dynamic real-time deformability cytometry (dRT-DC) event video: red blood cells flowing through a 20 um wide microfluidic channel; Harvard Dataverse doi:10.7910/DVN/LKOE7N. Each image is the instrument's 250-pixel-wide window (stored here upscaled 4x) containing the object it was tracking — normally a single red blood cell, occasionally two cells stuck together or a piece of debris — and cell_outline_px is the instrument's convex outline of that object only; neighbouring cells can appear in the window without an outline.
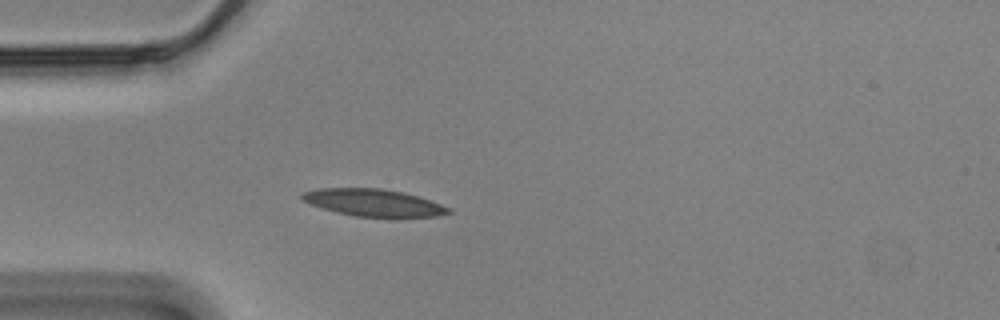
{"species": "Egyptian fruit bat (a non-hibernating species)", "species_latin": "Rousettus aegyptiacus", "temperature_condition": "cold", "stored_images_in_passage": 42, "camera_frame_rate_fps": 3000, "um_per_image_px": 0.085, "animal": {"sex": "male"}, "frame": {"image": 1, "passage_image": 1, "time_ms": 0.0, "image_size_px": [1000, 320], "cell_outline_px": [[452, 212], [436, 216], [396, 220], [356, 216], [324, 208], [312, 204], [304, 200], [300, 196], [300, 192], [316, 188], [384, 188], [404, 192], [452, 208]], "centroid_in_image_um": [31.82, 17.26], "position_along_channel_um": 53.2, "area_um2": 23.87}}
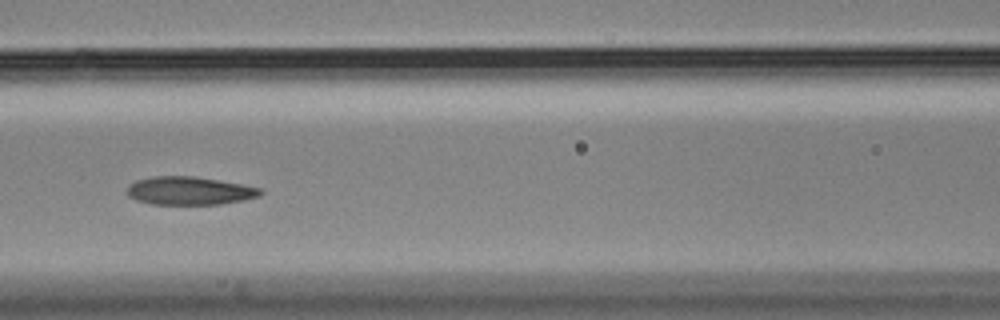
{"frame": {"image": 2, "passage_image": 10, "time_ms": 3.0, "image_size_px": [1000, 320], "cell_outline_px": [[264, 192], [260, 196], [244, 200], [220, 204], [152, 204], [136, 200], [128, 196], [128, 184], [136, 180], [152, 176], [196, 176], [264, 188]], "centroid_in_image_um": [16.14, 16.21], "position_along_channel_um": 150.5, "area_um2": 22.08}}
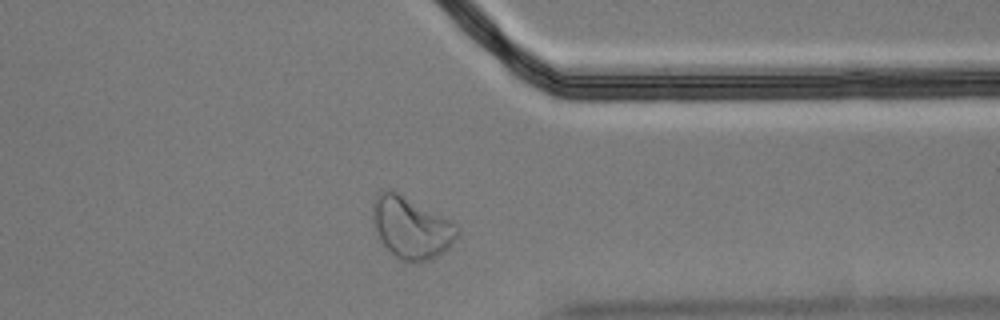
{"frame": {"image": 3, "passage_image": 30, "time_ms": 9.667, "image_size_px": [1000, 320], "cell_outline_px": [[460, 232], [448, 248], [444, 252], [428, 260], [404, 260], [396, 256], [380, 240], [372, 220], [372, 200], [376, 192], [384, 188], [388, 188], [396, 192], [456, 224], [460, 228]], "centroid_in_image_um": [34.91, 19.3], "position_along_channel_um": 376.5, "area_um2": 29.82}, "authors_computed_cell_mechanics": {"area_um2": 23.0044, "velocity_mm_per_s": 3.463, "shape_relaxation_time_tau1_ms": 6.3463, "shape_relaxation_time_tau2_ms": 2.0998, "deformation_change_tau1": 0.1645, "deformation_change_tau2": 0.0739}}